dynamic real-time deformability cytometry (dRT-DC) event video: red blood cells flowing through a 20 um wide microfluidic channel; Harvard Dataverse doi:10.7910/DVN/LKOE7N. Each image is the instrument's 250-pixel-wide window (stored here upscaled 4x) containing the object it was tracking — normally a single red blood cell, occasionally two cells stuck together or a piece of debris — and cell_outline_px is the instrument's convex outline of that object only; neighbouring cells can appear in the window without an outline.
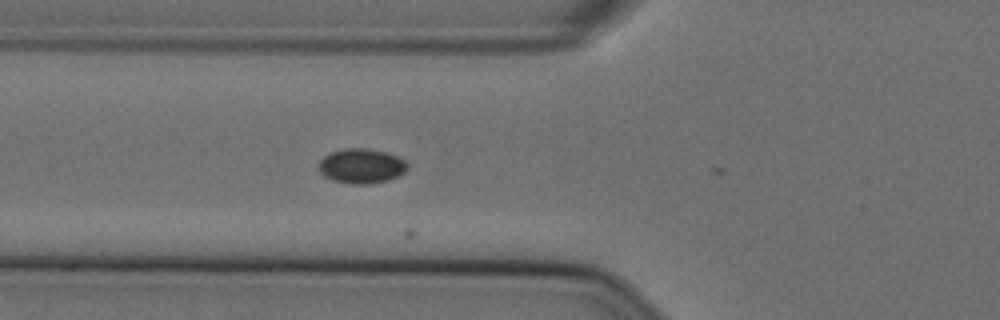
{"species": "Egyptian fruit bat (a non-hibernating species)", "species_latin": "Rousettus aegyptiacus", "temperature_condition": "cold", "stored_images_in_passage": 8, "camera_frame_rate_fps": 3000, "um_per_image_px": 0.085, "animal": {"sex": "female"}, "frame": {"image": 1, "passage_image": 3, "time_ms": 0.667, "image_size_px": [1000, 320], "cell_outline_px": [[408, 168], [404, 172], [388, 180], [368, 184], [352, 184], [332, 180], [324, 176], [316, 168], [320, 160], [328, 152], [344, 148], [368, 148], [384, 152], [396, 156], [404, 160], [408, 164]], "centroid_in_image_um": [30.67, 14.1], "position_along_channel_um": 95.1, "area_um2": 18.09}}